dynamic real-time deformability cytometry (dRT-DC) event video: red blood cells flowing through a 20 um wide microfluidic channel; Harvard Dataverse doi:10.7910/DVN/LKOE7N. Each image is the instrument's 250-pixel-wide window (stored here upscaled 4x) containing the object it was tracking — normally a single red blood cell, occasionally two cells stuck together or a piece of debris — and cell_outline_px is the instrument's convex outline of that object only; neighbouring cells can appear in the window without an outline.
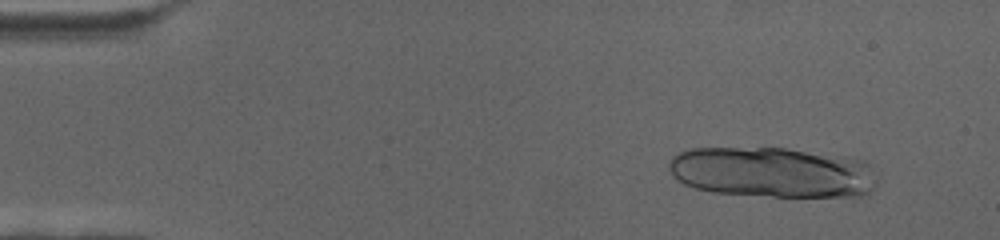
{"species": "human", "species_latin": "Homo sapiens", "temperature_condition": "cold", "stored_images_in_passage": 20, "camera_frame_rate_fps": 3000, "um_per_image_px": 0.085, "donor": {"sex": "female"}, "frame": {"image": 1, "passage_image": 6, "time_ms": 1.667, "image_size_px": [1000, 240], "cell_outline_px": [[876, 184], [868, 192], [860, 196], [772, 196], [712, 192], [696, 188], [684, 184], [676, 180], [672, 176], [668, 168], [668, 164], [672, 156], [680, 152], [692, 148], [784, 148], [848, 156], [864, 160], [868, 164], [876, 180]], "centroid_in_image_um": [65.62, 14.63], "position_along_channel_um": 19.4, "area_um2": 61.44}}